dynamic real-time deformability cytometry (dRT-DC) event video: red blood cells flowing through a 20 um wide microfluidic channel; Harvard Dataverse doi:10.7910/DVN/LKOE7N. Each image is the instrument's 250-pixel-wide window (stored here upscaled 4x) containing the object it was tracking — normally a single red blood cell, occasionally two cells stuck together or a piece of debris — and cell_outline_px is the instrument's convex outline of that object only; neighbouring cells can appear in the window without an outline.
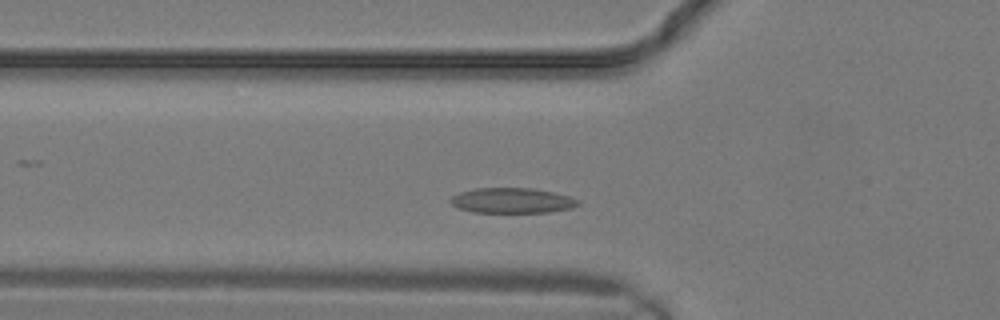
{"species": "common noctule bat (a hibernating species)", "species_latin": "Nyctalus noctula", "temperature_condition": "warm", "stored_images_in_passage": 22, "camera_frame_rate_fps": 3000, "um_per_image_px": 0.085, "animal": {"sex": "male", "body_mass_g": 19.2, "forearm_length_mm": 51.8}, "frame": {"image": 1, "passage_image": 4, "time_ms": 1.0, "image_size_px": [1000, 320], "cell_outline_px": [[580, 204], [572, 208], [548, 212], [472, 212], [460, 208], [452, 204], [448, 200], [452, 196], [460, 192], [476, 188], [532, 188], [552, 192], [568, 196], [580, 200]], "centroid_in_image_um": [43.53, 17.04], "position_along_channel_um": 82.3, "area_um2": 18.67}}
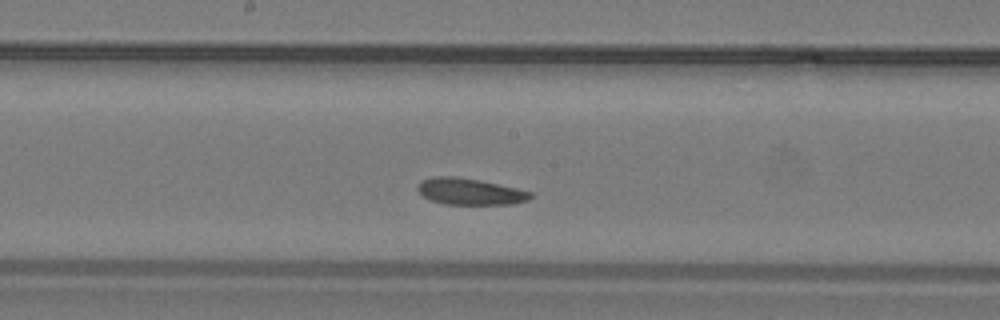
{"frame": {"image": 2, "passage_image": 9, "time_ms": 2.667, "image_size_px": [1000, 320], "cell_outline_px": [[532, 196], [528, 200], [512, 204], [444, 204], [432, 200], [424, 196], [416, 188], [416, 184], [420, 180], [432, 176], [452, 176], [480, 180], [516, 188], [532, 192]], "centroid_in_image_um": [39.91, 16.27], "position_along_channel_um": 208.3, "area_um2": 17.4}}
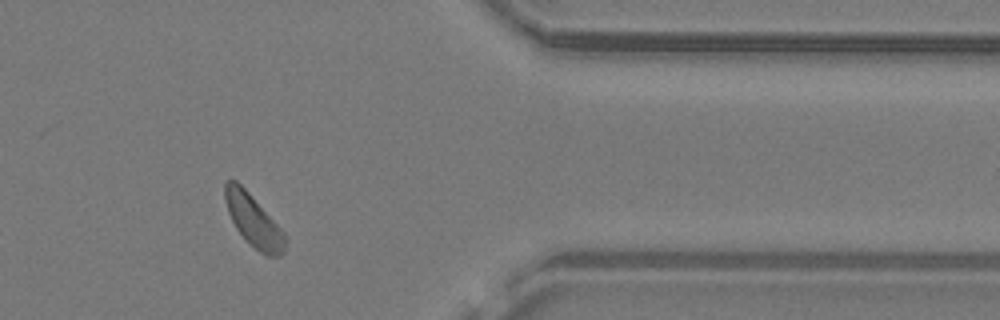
{"frame": {"image": 3, "passage_image": 17, "time_ms": 5.333, "image_size_px": [1000, 320], "cell_outline_px": [[284, 252], [280, 256], [268, 256], [260, 252], [248, 244], [236, 228], [228, 212], [224, 200], [224, 184], [228, 180], [236, 180], [248, 192], [284, 232]], "centroid_in_image_um": [21.51, 18.76], "position_along_channel_um": 389.9, "area_um2": 17.92}}